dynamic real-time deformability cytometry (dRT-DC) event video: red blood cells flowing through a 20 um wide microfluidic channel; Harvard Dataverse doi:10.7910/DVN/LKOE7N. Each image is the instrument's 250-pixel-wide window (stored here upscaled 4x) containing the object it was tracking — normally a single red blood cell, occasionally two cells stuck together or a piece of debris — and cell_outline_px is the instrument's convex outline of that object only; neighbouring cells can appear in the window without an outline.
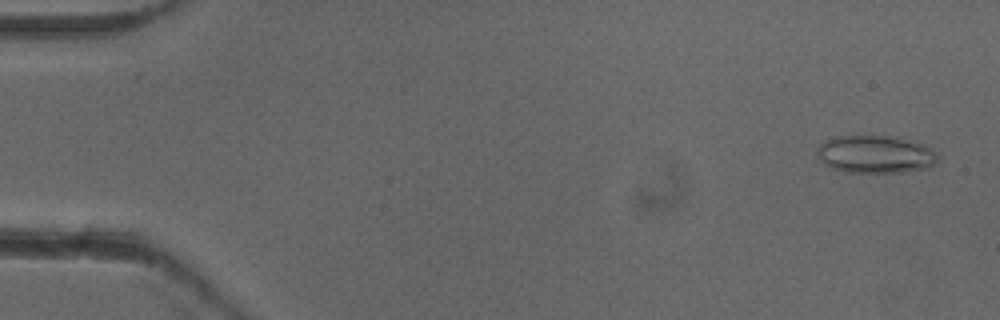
{"species": "common noctule bat (a hibernating species)", "species_latin": "Nyctalus noctula", "temperature_condition": "cold", "stored_images_in_passage": 52, "camera_frame_rate_fps": 3000, "um_per_image_px": 0.085, "animal": {"sex": "female"}, "frame": {"image": 1, "passage_image": 2, "time_ms": 0.333, "image_size_px": [1000, 320], "cell_outline_px": [[940, 160], [928, 168], [900, 172], [844, 172], [832, 168], [824, 164], [816, 156], [820, 144], [836, 136], [896, 136], [916, 140], [932, 148], [940, 156]], "centroid_in_image_um": [74.48, 13.11], "position_along_channel_um": 10.5, "area_um2": 26.93}}
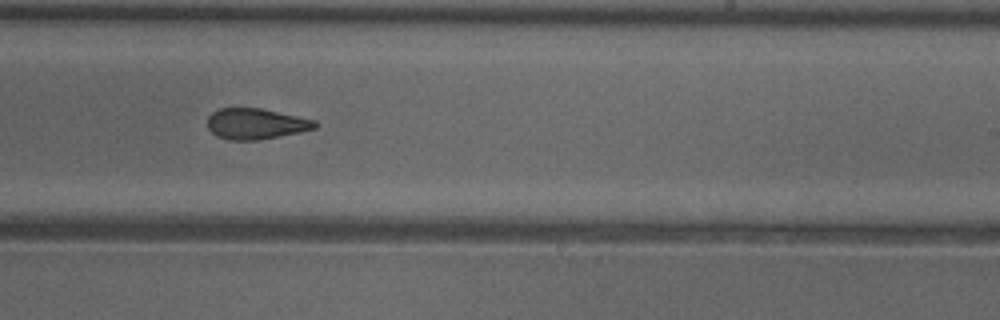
{"frame": {"image": 2, "passage_image": 32, "time_ms": 10.333, "image_size_px": [1000, 320], "cell_outline_px": [[320, 124], [316, 128], [256, 140], [228, 140], [216, 136], [208, 128], [208, 116], [212, 112], [220, 108], [260, 108], [316, 120]], "centroid_in_image_um": [21.73, 10.51], "position_along_channel_um": 267.3, "area_um2": 19.13}}
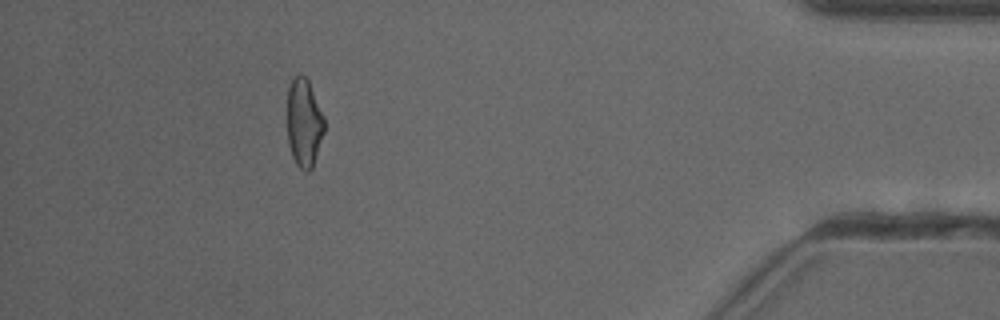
{"frame": {"image": 3, "passage_image": 47, "time_ms": 15.333, "image_size_px": [1000, 320], "cell_outline_px": [[324, 132], [312, 168], [308, 172], [304, 172], [296, 164], [292, 156], [288, 144], [288, 88], [292, 80], [300, 72], [308, 80], [324, 116]], "centroid_in_image_um": [25.84, 10.45], "position_along_channel_um": 409.4, "area_um2": 19.02}, "authors_computed_cell_mechanics": {"area_um2": 20.5479, "velocity_mm_per_s": 3.9508, "shape_relaxation_time_tau1_ms": 10.8489, "shape_relaxation_time_tau2_ms": 2.4111, "deformation_change_tau1": 0.2104, "deformation_change_tau2": 0.0971}}